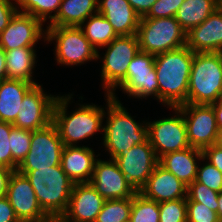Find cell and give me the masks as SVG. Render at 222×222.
I'll use <instances>...</instances> for the list:
<instances>
[{"mask_svg":"<svg viewBox=\"0 0 222 222\" xmlns=\"http://www.w3.org/2000/svg\"><path fill=\"white\" fill-rule=\"evenodd\" d=\"M194 52L186 45L155 55L159 102L178 107L187 104L188 84Z\"/></svg>","mask_w":222,"mask_h":222,"instance_id":"obj_1","label":"cell"},{"mask_svg":"<svg viewBox=\"0 0 222 222\" xmlns=\"http://www.w3.org/2000/svg\"><path fill=\"white\" fill-rule=\"evenodd\" d=\"M72 96H57L53 107L52 123L64 146H75L80 140L103 131L102 122L106 118L104 108L95 104H82L69 115L67 107Z\"/></svg>","mask_w":222,"mask_h":222,"instance_id":"obj_2","label":"cell"},{"mask_svg":"<svg viewBox=\"0 0 222 222\" xmlns=\"http://www.w3.org/2000/svg\"><path fill=\"white\" fill-rule=\"evenodd\" d=\"M107 97L106 125L103 126V145L111 159H115L126 149L141 144L148 139V126L136 122L122 106L117 97Z\"/></svg>","mask_w":222,"mask_h":222,"instance_id":"obj_3","label":"cell"},{"mask_svg":"<svg viewBox=\"0 0 222 222\" xmlns=\"http://www.w3.org/2000/svg\"><path fill=\"white\" fill-rule=\"evenodd\" d=\"M18 172L29 180L41 208L51 218H60L67 209L74 185L61 165Z\"/></svg>","mask_w":222,"mask_h":222,"instance_id":"obj_4","label":"cell"},{"mask_svg":"<svg viewBox=\"0 0 222 222\" xmlns=\"http://www.w3.org/2000/svg\"><path fill=\"white\" fill-rule=\"evenodd\" d=\"M222 97V53H194L187 104L211 105Z\"/></svg>","mask_w":222,"mask_h":222,"instance_id":"obj_5","label":"cell"},{"mask_svg":"<svg viewBox=\"0 0 222 222\" xmlns=\"http://www.w3.org/2000/svg\"><path fill=\"white\" fill-rule=\"evenodd\" d=\"M136 35L140 51L154 56L186 45V32L175 17L140 18Z\"/></svg>","mask_w":222,"mask_h":222,"instance_id":"obj_6","label":"cell"},{"mask_svg":"<svg viewBox=\"0 0 222 222\" xmlns=\"http://www.w3.org/2000/svg\"><path fill=\"white\" fill-rule=\"evenodd\" d=\"M47 42L56 41L55 57L58 64L82 65L87 61L100 59L79 26H47Z\"/></svg>","mask_w":222,"mask_h":222,"instance_id":"obj_7","label":"cell"},{"mask_svg":"<svg viewBox=\"0 0 222 222\" xmlns=\"http://www.w3.org/2000/svg\"><path fill=\"white\" fill-rule=\"evenodd\" d=\"M103 56L101 80L106 94L115 97V90L126 78L131 60L140 52L136 34L117 36L109 45Z\"/></svg>","mask_w":222,"mask_h":222,"instance_id":"obj_8","label":"cell"},{"mask_svg":"<svg viewBox=\"0 0 222 222\" xmlns=\"http://www.w3.org/2000/svg\"><path fill=\"white\" fill-rule=\"evenodd\" d=\"M63 142L53 123L32 131L30 150L16 171H32L60 165Z\"/></svg>","mask_w":222,"mask_h":222,"instance_id":"obj_9","label":"cell"},{"mask_svg":"<svg viewBox=\"0 0 222 222\" xmlns=\"http://www.w3.org/2000/svg\"><path fill=\"white\" fill-rule=\"evenodd\" d=\"M172 109L176 116L146 122L148 139L158 159L167 153L191 147L182 111L178 107Z\"/></svg>","mask_w":222,"mask_h":222,"instance_id":"obj_10","label":"cell"},{"mask_svg":"<svg viewBox=\"0 0 222 222\" xmlns=\"http://www.w3.org/2000/svg\"><path fill=\"white\" fill-rule=\"evenodd\" d=\"M178 108L182 111L191 147L204 150L216 144L218 127L212 105L183 104Z\"/></svg>","mask_w":222,"mask_h":222,"instance_id":"obj_11","label":"cell"},{"mask_svg":"<svg viewBox=\"0 0 222 222\" xmlns=\"http://www.w3.org/2000/svg\"><path fill=\"white\" fill-rule=\"evenodd\" d=\"M155 56L140 51L130 62L126 78L118 85L135 98L155 96L159 101V84L154 66Z\"/></svg>","mask_w":222,"mask_h":222,"instance_id":"obj_12","label":"cell"},{"mask_svg":"<svg viewBox=\"0 0 222 222\" xmlns=\"http://www.w3.org/2000/svg\"><path fill=\"white\" fill-rule=\"evenodd\" d=\"M127 181L139 192L159 164L149 139L126 149L114 159Z\"/></svg>","mask_w":222,"mask_h":222,"instance_id":"obj_13","label":"cell"},{"mask_svg":"<svg viewBox=\"0 0 222 222\" xmlns=\"http://www.w3.org/2000/svg\"><path fill=\"white\" fill-rule=\"evenodd\" d=\"M57 96L45 94L40 84L34 85L24 96L16 120L12 125L31 131L52 123L53 107Z\"/></svg>","mask_w":222,"mask_h":222,"instance_id":"obj_14","label":"cell"},{"mask_svg":"<svg viewBox=\"0 0 222 222\" xmlns=\"http://www.w3.org/2000/svg\"><path fill=\"white\" fill-rule=\"evenodd\" d=\"M6 197L19 221H51L52 218L41 208L29 180L18 171L10 177Z\"/></svg>","mask_w":222,"mask_h":222,"instance_id":"obj_15","label":"cell"},{"mask_svg":"<svg viewBox=\"0 0 222 222\" xmlns=\"http://www.w3.org/2000/svg\"><path fill=\"white\" fill-rule=\"evenodd\" d=\"M90 183L105 200L132 198L137 193L114 159H97Z\"/></svg>","mask_w":222,"mask_h":222,"instance_id":"obj_16","label":"cell"},{"mask_svg":"<svg viewBox=\"0 0 222 222\" xmlns=\"http://www.w3.org/2000/svg\"><path fill=\"white\" fill-rule=\"evenodd\" d=\"M105 201L91 183H74L67 209L60 219L64 222H95Z\"/></svg>","mask_w":222,"mask_h":222,"instance_id":"obj_17","label":"cell"},{"mask_svg":"<svg viewBox=\"0 0 222 222\" xmlns=\"http://www.w3.org/2000/svg\"><path fill=\"white\" fill-rule=\"evenodd\" d=\"M42 24L29 14L17 12L0 34V47L4 51L19 47H35L38 40L46 38Z\"/></svg>","mask_w":222,"mask_h":222,"instance_id":"obj_18","label":"cell"},{"mask_svg":"<svg viewBox=\"0 0 222 222\" xmlns=\"http://www.w3.org/2000/svg\"><path fill=\"white\" fill-rule=\"evenodd\" d=\"M188 186L158 164L140 189L145 198L158 203L187 198Z\"/></svg>","mask_w":222,"mask_h":222,"instance_id":"obj_19","label":"cell"},{"mask_svg":"<svg viewBox=\"0 0 222 222\" xmlns=\"http://www.w3.org/2000/svg\"><path fill=\"white\" fill-rule=\"evenodd\" d=\"M186 46L194 53H222V6L186 33Z\"/></svg>","mask_w":222,"mask_h":222,"instance_id":"obj_20","label":"cell"},{"mask_svg":"<svg viewBox=\"0 0 222 222\" xmlns=\"http://www.w3.org/2000/svg\"><path fill=\"white\" fill-rule=\"evenodd\" d=\"M96 157L88 146H64L60 165L74 183H90Z\"/></svg>","mask_w":222,"mask_h":222,"instance_id":"obj_21","label":"cell"},{"mask_svg":"<svg viewBox=\"0 0 222 222\" xmlns=\"http://www.w3.org/2000/svg\"><path fill=\"white\" fill-rule=\"evenodd\" d=\"M98 13L102 14L118 36L137 33L140 16L128 0H98Z\"/></svg>","mask_w":222,"mask_h":222,"instance_id":"obj_22","label":"cell"},{"mask_svg":"<svg viewBox=\"0 0 222 222\" xmlns=\"http://www.w3.org/2000/svg\"><path fill=\"white\" fill-rule=\"evenodd\" d=\"M203 160V150L188 147L170 152L159 159V164L189 186L196 180L197 160Z\"/></svg>","mask_w":222,"mask_h":222,"instance_id":"obj_23","label":"cell"},{"mask_svg":"<svg viewBox=\"0 0 222 222\" xmlns=\"http://www.w3.org/2000/svg\"><path fill=\"white\" fill-rule=\"evenodd\" d=\"M33 86L18 79L0 81V121L13 123L16 120L23 98Z\"/></svg>","mask_w":222,"mask_h":222,"instance_id":"obj_24","label":"cell"},{"mask_svg":"<svg viewBox=\"0 0 222 222\" xmlns=\"http://www.w3.org/2000/svg\"><path fill=\"white\" fill-rule=\"evenodd\" d=\"M220 6L222 0H184L174 17L187 33L203 23Z\"/></svg>","mask_w":222,"mask_h":222,"instance_id":"obj_25","label":"cell"},{"mask_svg":"<svg viewBox=\"0 0 222 222\" xmlns=\"http://www.w3.org/2000/svg\"><path fill=\"white\" fill-rule=\"evenodd\" d=\"M98 0H62L56 17L48 26H80L98 12Z\"/></svg>","mask_w":222,"mask_h":222,"instance_id":"obj_26","label":"cell"},{"mask_svg":"<svg viewBox=\"0 0 222 222\" xmlns=\"http://www.w3.org/2000/svg\"><path fill=\"white\" fill-rule=\"evenodd\" d=\"M6 55V78L24 80L34 85L37 83L32 79L33 69L36 61L34 47H19L14 50L5 51Z\"/></svg>","mask_w":222,"mask_h":222,"instance_id":"obj_27","label":"cell"},{"mask_svg":"<svg viewBox=\"0 0 222 222\" xmlns=\"http://www.w3.org/2000/svg\"><path fill=\"white\" fill-rule=\"evenodd\" d=\"M85 21L86 23L83 22L79 27L96 50L109 45L118 36L109 21L98 12L89 16Z\"/></svg>","mask_w":222,"mask_h":222,"instance_id":"obj_28","label":"cell"},{"mask_svg":"<svg viewBox=\"0 0 222 222\" xmlns=\"http://www.w3.org/2000/svg\"><path fill=\"white\" fill-rule=\"evenodd\" d=\"M61 2L62 0H16L18 12L29 14L42 23L47 19L51 22L56 17Z\"/></svg>","mask_w":222,"mask_h":222,"instance_id":"obj_29","label":"cell"},{"mask_svg":"<svg viewBox=\"0 0 222 222\" xmlns=\"http://www.w3.org/2000/svg\"><path fill=\"white\" fill-rule=\"evenodd\" d=\"M132 198L106 200L95 222H126L130 220Z\"/></svg>","mask_w":222,"mask_h":222,"instance_id":"obj_30","label":"cell"},{"mask_svg":"<svg viewBox=\"0 0 222 222\" xmlns=\"http://www.w3.org/2000/svg\"><path fill=\"white\" fill-rule=\"evenodd\" d=\"M131 222H159V203L137 192L133 196L130 212Z\"/></svg>","mask_w":222,"mask_h":222,"instance_id":"obj_31","label":"cell"},{"mask_svg":"<svg viewBox=\"0 0 222 222\" xmlns=\"http://www.w3.org/2000/svg\"><path fill=\"white\" fill-rule=\"evenodd\" d=\"M32 131L13 127L9 142L13 160L19 165L30 150Z\"/></svg>","mask_w":222,"mask_h":222,"instance_id":"obj_32","label":"cell"},{"mask_svg":"<svg viewBox=\"0 0 222 222\" xmlns=\"http://www.w3.org/2000/svg\"><path fill=\"white\" fill-rule=\"evenodd\" d=\"M186 199L159 203V222H187Z\"/></svg>","mask_w":222,"mask_h":222,"instance_id":"obj_33","label":"cell"},{"mask_svg":"<svg viewBox=\"0 0 222 222\" xmlns=\"http://www.w3.org/2000/svg\"><path fill=\"white\" fill-rule=\"evenodd\" d=\"M218 195V192L195 180L187 188L186 202H200L206 206H215V212L217 213Z\"/></svg>","mask_w":222,"mask_h":222,"instance_id":"obj_34","label":"cell"},{"mask_svg":"<svg viewBox=\"0 0 222 222\" xmlns=\"http://www.w3.org/2000/svg\"><path fill=\"white\" fill-rule=\"evenodd\" d=\"M13 127L12 123L0 121V165L16 171L18 164L13 160L9 142Z\"/></svg>","mask_w":222,"mask_h":222,"instance_id":"obj_35","label":"cell"},{"mask_svg":"<svg viewBox=\"0 0 222 222\" xmlns=\"http://www.w3.org/2000/svg\"><path fill=\"white\" fill-rule=\"evenodd\" d=\"M205 165H198L196 181L206 185L208 188L220 193L222 191V172L209 161Z\"/></svg>","mask_w":222,"mask_h":222,"instance_id":"obj_36","label":"cell"},{"mask_svg":"<svg viewBox=\"0 0 222 222\" xmlns=\"http://www.w3.org/2000/svg\"><path fill=\"white\" fill-rule=\"evenodd\" d=\"M187 222H220L215 206H206L200 202H187Z\"/></svg>","mask_w":222,"mask_h":222,"instance_id":"obj_37","label":"cell"},{"mask_svg":"<svg viewBox=\"0 0 222 222\" xmlns=\"http://www.w3.org/2000/svg\"><path fill=\"white\" fill-rule=\"evenodd\" d=\"M184 0H157L148 13L141 18L174 17Z\"/></svg>","mask_w":222,"mask_h":222,"instance_id":"obj_38","label":"cell"},{"mask_svg":"<svg viewBox=\"0 0 222 222\" xmlns=\"http://www.w3.org/2000/svg\"><path fill=\"white\" fill-rule=\"evenodd\" d=\"M0 0V34L18 12L16 0ZM16 4V5H15Z\"/></svg>","mask_w":222,"mask_h":222,"instance_id":"obj_39","label":"cell"},{"mask_svg":"<svg viewBox=\"0 0 222 222\" xmlns=\"http://www.w3.org/2000/svg\"><path fill=\"white\" fill-rule=\"evenodd\" d=\"M209 161L219 171L222 172V147L211 145L203 150V160Z\"/></svg>","mask_w":222,"mask_h":222,"instance_id":"obj_40","label":"cell"},{"mask_svg":"<svg viewBox=\"0 0 222 222\" xmlns=\"http://www.w3.org/2000/svg\"><path fill=\"white\" fill-rule=\"evenodd\" d=\"M13 207L6 196L0 197V222H18Z\"/></svg>","mask_w":222,"mask_h":222,"instance_id":"obj_41","label":"cell"},{"mask_svg":"<svg viewBox=\"0 0 222 222\" xmlns=\"http://www.w3.org/2000/svg\"><path fill=\"white\" fill-rule=\"evenodd\" d=\"M135 12L144 17L157 0H128Z\"/></svg>","mask_w":222,"mask_h":222,"instance_id":"obj_42","label":"cell"},{"mask_svg":"<svg viewBox=\"0 0 222 222\" xmlns=\"http://www.w3.org/2000/svg\"><path fill=\"white\" fill-rule=\"evenodd\" d=\"M14 170L0 165V197L6 196L10 177Z\"/></svg>","mask_w":222,"mask_h":222,"instance_id":"obj_43","label":"cell"},{"mask_svg":"<svg viewBox=\"0 0 222 222\" xmlns=\"http://www.w3.org/2000/svg\"><path fill=\"white\" fill-rule=\"evenodd\" d=\"M216 115L217 127H222V97L215 103L211 104Z\"/></svg>","mask_w":222,"mask_h":222,"instance_id":"obj_44","label":"cell"},{"mask_svg":"<svg viewBox=\"0 0 222 222\" xmlns=\"http://www.w3.org/2000/svg\"><path fill=\"white\" fill-rule=\"evenodd\" d=\"M6 78V55L5 51L0 47V80Z\"/></svg>","mask_w":222,"mask_h":222,"instance_id":"obj_45","label":"cell"},{"mask_svg":"<svg viewBox=\"0 0 222 222\" xmlns=\"http://www.w3.org/2000/svg\"><path fill=\"white\" fill-rule=\"evenodd\" d=\"M217 201H218L217 215H218L219 221L222 222V191L219 193Z\"/></svg>","mask_w":222,"mask_h":222,"instance_id":"obj_46","label":"cell"},{"mask_svg":"<svg viewBox=\"0 0 222 222\" xmlns=\"http://www.w3.org/2000/svg\"><path fill=\"white\" fill-rule=\"evenodd\" d=\"M216 145L222 147V127L218 128V135L216 140Z\"/></svg>","mask_w":222,"mask_h":222,"instance_id":"obj_47","label":"cell"},{"mask_svg":"<svg viewBox=\"0 0 222 222\" xmlns=\"http://www.w3.org/2000/svg\"><path fill=\"white\" fill-rule=\"evenodd\" d=\"M50 222H64L60 218H52Z\"/></svg>","mask_w":222,"mask_h":222,"instance_id":"obj_48","label":"cell"}]
</instances>
